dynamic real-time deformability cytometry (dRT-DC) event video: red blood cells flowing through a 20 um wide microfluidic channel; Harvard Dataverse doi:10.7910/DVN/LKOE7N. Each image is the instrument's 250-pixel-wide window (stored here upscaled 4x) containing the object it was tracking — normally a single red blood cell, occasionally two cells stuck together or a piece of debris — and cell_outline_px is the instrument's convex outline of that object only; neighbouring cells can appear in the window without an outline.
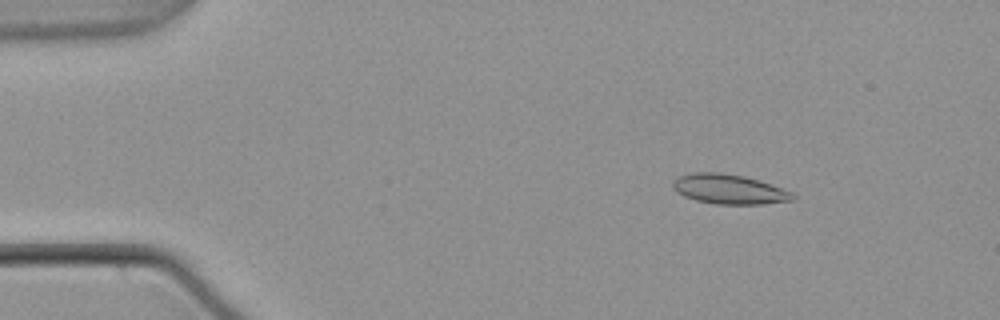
{"species": "common noctule bat (a hibernating species)", "species_latin": "Nyctalus noctula", "temperature_condition": "warm", "stored_images_in_passage": 42, "camera_frame_rate_fps": 3000, "um_per_image_px": 0.085, "animal": {"sex": "male", "body_mass_g": 21.5, "forearm_length_mm": 52.0}, "frame": {"image": 1, "passage_image": 8, "time_ms": 2.333, "image_size_px": [1000, 320], "cell_outline_px": [[796, 200], [760, 204], [716, 204], [696, 200], [684, 196], [676, 192], [672, 188], [672, 184], [676, 176], [692, 172], [720, 172], [744, 176], [792, 192], [796, 196]], "centroid_in_image_um": [61.92, 16.08], "position_along_channel_um": 23.1, "area_um2": 20.75}}
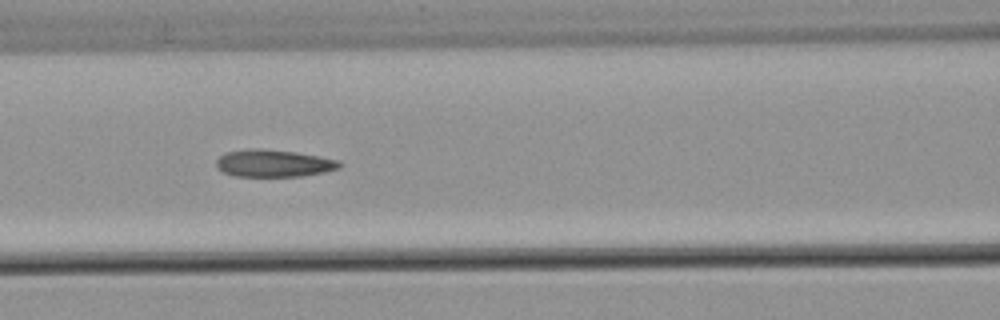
{"frame": {"image": 2, "passage_image": 24, "time_ms": 7.667, "image_size_px": [1000, 320], "cell_outline_px": [[344, 164], [340, 168], [324, 172], [300, 176], [232, 176], [216, 168], [216, 160], [224, 152], [248, 148], [260, 148], [296, 152], [320, 156], [340, 160]], "centroid_in_image_um": [23.26, 13.87], "position_along_channel_um": 143.3, "area_um2": 19.88}}
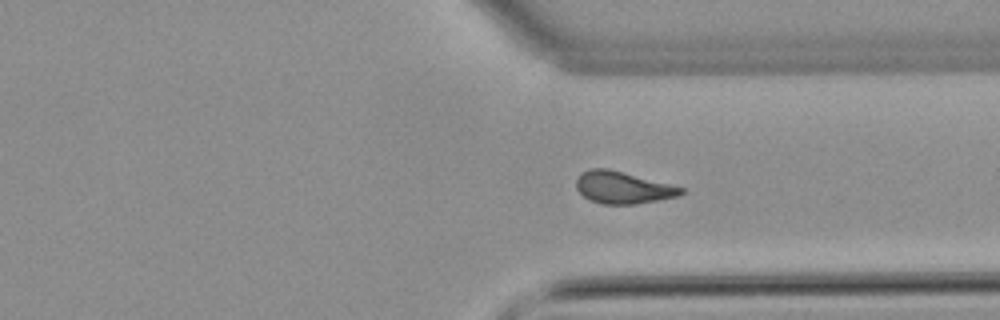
{"frame": {"image": 3, "passage_image": 41, "time_ms": 13.333, "image_size_px": [1000, 320], "cell_outline_px": [[684, 192], [680, 196], [636, 204], [600, 204], [584, 196], [576, 188], [576, 180], [580, 172], [588, 168], [608, 168], [684, 188]], "centroid_in_image_um": [52.91, 15.94], "position_along_channel_um": 358.5, "area_um2": 19.54}, "authors_computed_cell_mechanics": {"area_um2": 19.9699, "velocity_mm_per_s": 3.7972, "shape_relaxation_time_tau1_ms": null, "shape_relaxation_time_tau2_ms": 2.4726, "deformation_change_tau1": null, "deformation_change_tau2": 0.0959}}